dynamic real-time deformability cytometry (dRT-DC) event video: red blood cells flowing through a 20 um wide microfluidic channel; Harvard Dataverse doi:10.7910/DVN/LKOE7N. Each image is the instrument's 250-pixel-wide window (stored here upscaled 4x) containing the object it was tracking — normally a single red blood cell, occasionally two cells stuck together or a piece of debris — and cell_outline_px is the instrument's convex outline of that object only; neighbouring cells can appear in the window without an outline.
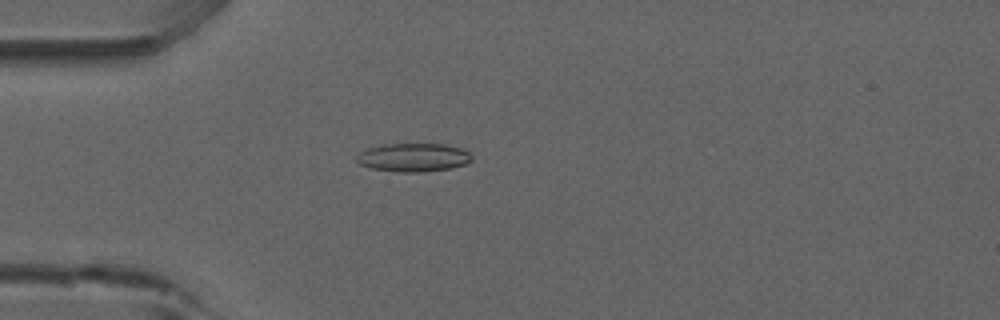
{"species": "common noctule bat (a hibernating species)", "species_latin": "Nyctalus noctula", "temperature_condition": "room temperature", "stored_images_in_passage": 53, "camera_frame_rate_fps": 3000, "um_per_image_px": 0.085, "animal": {"sex": "male", "forearm_length_mm": 52.5}, "frame": {"image": 1, "passage_image": 15, "time_ms": 4.667, "image_size_px": [1000, 320], "cell_outline_px": [[472, 160], [464, 164], [452, 168], [420, 172], [396, 172], [372, 168], [356, 164], [356, 156], [360, 152], [368, 148], [384, 144], [444, 144], [464, 148], [472, 156]], "centroid_in_image_um": [35.12, 13.38], "position_along_channel_um": 49.9, "area_um2": 19.25}}
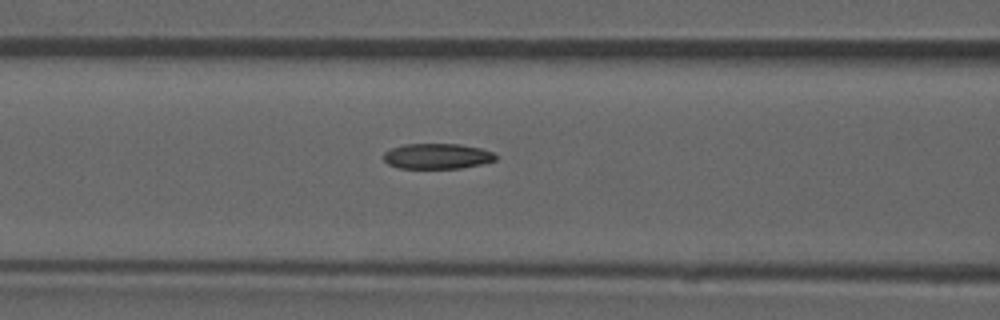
{"frame": {"image": 2, "passage_image": 22, "time_ms": 7.0, "image_size_px": [1000, 320], "cell_outline_px": [[496, 160], [480, 164], [460, 168], [400, 168], [388, 164], [384, 160], [384, 152], [392, 148], [404, 144], [460, 144], [480, 148], [492, 152], [496, 156]], "centroid_in_image_um": [37.14, 13.27], "position_along_channel_um": 129.5, "area_um2": 16.47}}
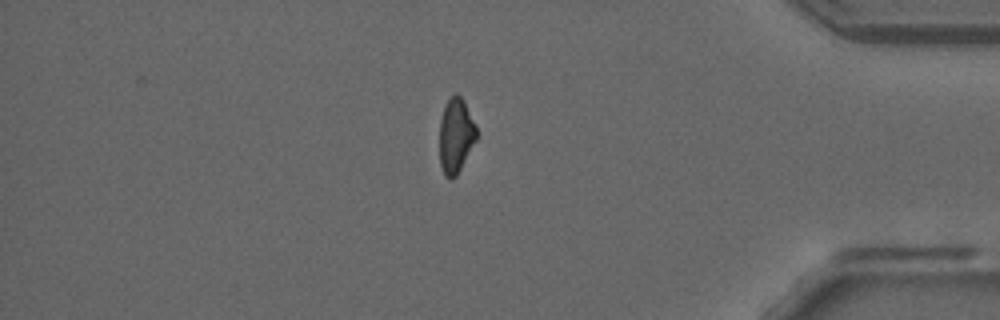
{"frame": {"image": 3, "passage_image": 45, "time_ms": 14.667, "image_size_px": [1000, 320], "cell_outline_px": [[476, 140], [456, 176], [452, 180], [444, 176], [440, 164], [440, 120], [444, 104], [456, 92], [464, 100], [476, 128]], "centroid_in_image_um": [38.72, 11.53], "position_along_channel_um": 396.5, "area_um2": 16.01}, "authors_computed_cell_mechanics": {"area_um2": 17.2822, "velocity_mm_per_s": 3.9155, "shape_relaxation_time_tau1_ms": null, "shape_relaxation_time_tau2_ms": 6.6956, "deformation_change_tau1": null, "deformation_change_tau2": 0.1607}}